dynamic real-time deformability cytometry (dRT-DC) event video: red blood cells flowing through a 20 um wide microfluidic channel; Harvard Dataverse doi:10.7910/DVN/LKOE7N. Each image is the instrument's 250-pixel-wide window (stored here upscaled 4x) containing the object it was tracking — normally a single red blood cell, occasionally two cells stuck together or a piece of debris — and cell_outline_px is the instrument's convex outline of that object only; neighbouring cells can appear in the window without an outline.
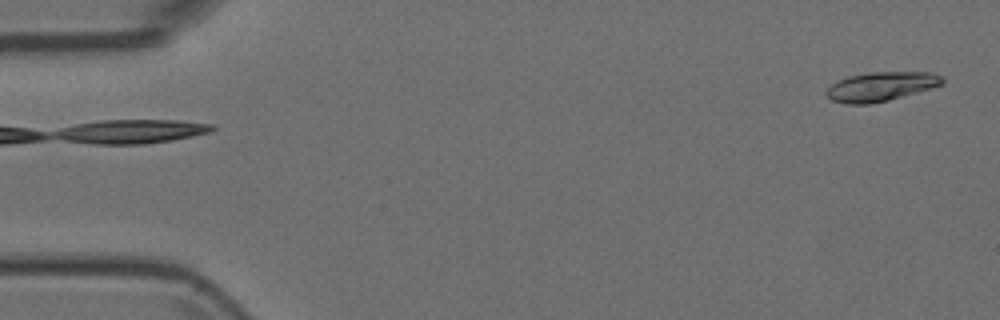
{"species": "Egyptian fruit bat (a non-hibernating species)", "species_latin": "Rousettus aegyptiacus", "temperature_condition": "room temperature", "stored_images_in_passage": 5, "camera_frame_rate_fps": 3000, "um_per_image_px": 0.085, "animal": {"sex": "female"}, "frame": {"image": 1, "passage_image": 1, "time_ms": 0.0, "image_size_px": [1000, 320], "cell_outline_px": [[944, 84], [888, 100], [872, 104], [848, 104], [832, 100], [824, 92], [836, 80], [848, 76], [868, 72], [932, 72], [940, 76], [944, 80]], "centroid_in_image_um": [74.85, 7.35], "position_along_channel_um": 10.2, "area_um2": 19.65}}
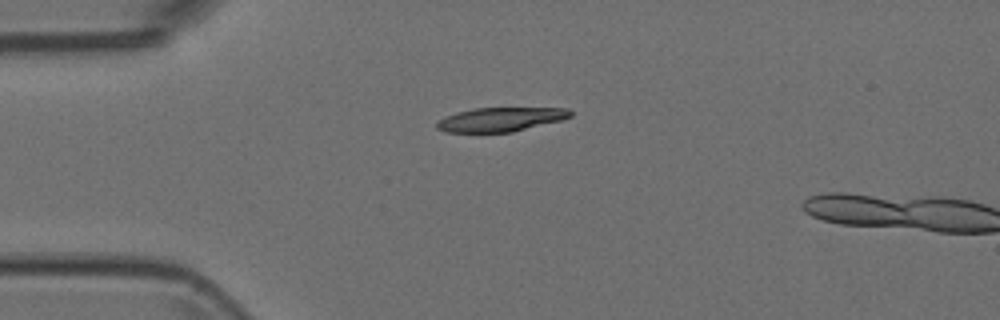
{"frame": {"image": 2, "passage_image": 4, "time_ms": 1.0, "image_size_px": [1000, 320], "cell_outline_px": [[572, 116], [560, 120], [512, 132], [444, 132], [436, 128], [436, 120], [444, 116], [456, 112], [472, 108], [568, 108], [572, 112]], "centroid_in_image_um": [42.48, 10.14], "position_along_channel_um": 42.5, "area_um2": 18.79}}